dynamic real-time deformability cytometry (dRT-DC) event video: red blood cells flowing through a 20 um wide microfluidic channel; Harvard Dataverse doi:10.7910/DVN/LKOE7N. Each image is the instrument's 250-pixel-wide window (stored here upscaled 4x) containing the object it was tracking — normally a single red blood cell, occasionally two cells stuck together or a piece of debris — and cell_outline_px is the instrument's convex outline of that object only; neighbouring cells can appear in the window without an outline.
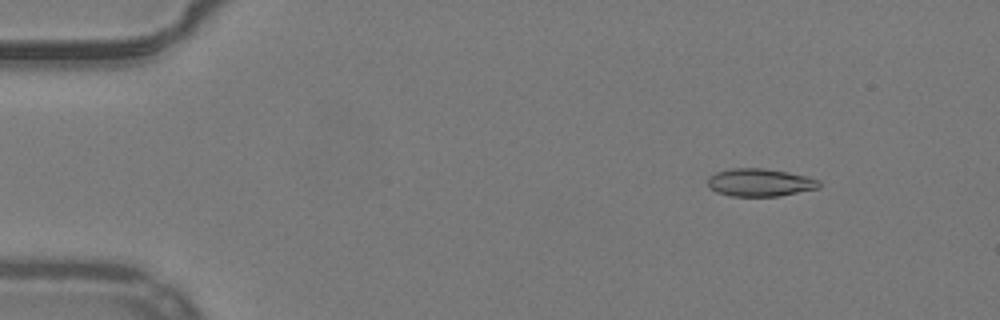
{"species": "common noctule bat (a hibernating species)", "species_latin": "Nyctalus noctula", "temperature_condition": "warm", "stored_images_in_passage": 53, "camera_frame_rate_fps": 3000, "um_per_image_px": 0.085, "animal": {"sex": "male", "body_mass_g": 19.2, "forearm_length_mm": 51.8}, "frame": {"image": 1, "passage_image": 7, "time_ms": 2.0, "image_size_px": [1000, 320], "cell_outline_px": [[820, 188], [780, 196], [728, 196], [716, 192], [708, 184], [708, 176], [716, 172], [732, 168], [764, 168], [788, 172], [820, 180]], "centroid_in_image_um": [64.59, 15.51], "position_along_channel_um": 20.4, "area_um2": 18.09}}
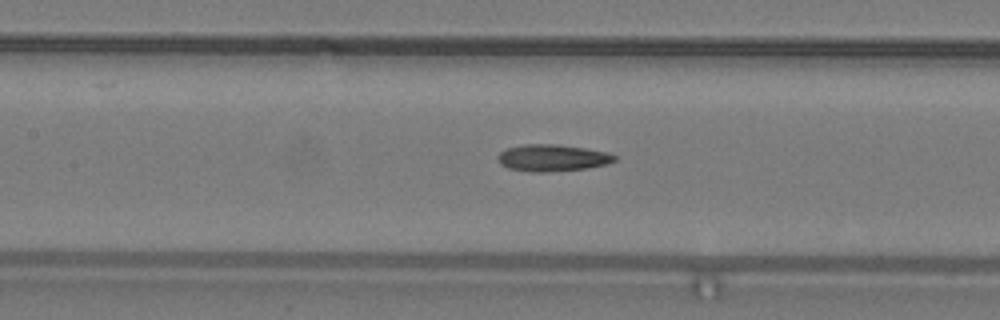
{"frame": {"image": 2, "passage_image": 25, "time_ms": 8.0, "image_size_px": [1000, 320], "cell_outline_px": [[616, 160], [608, 164], [588, 168], [548, 172], [528, 172], [508, 168], [500, 164], [496, 156], [500, 152], [508, 148], [524, 144], [556, 144], [584, 148], [608, 152], [616, 156]], "centroid_in_image_um": [46.94, 13.42], "position_along_channel_um": 160.5, "area_um2": 18.38}}
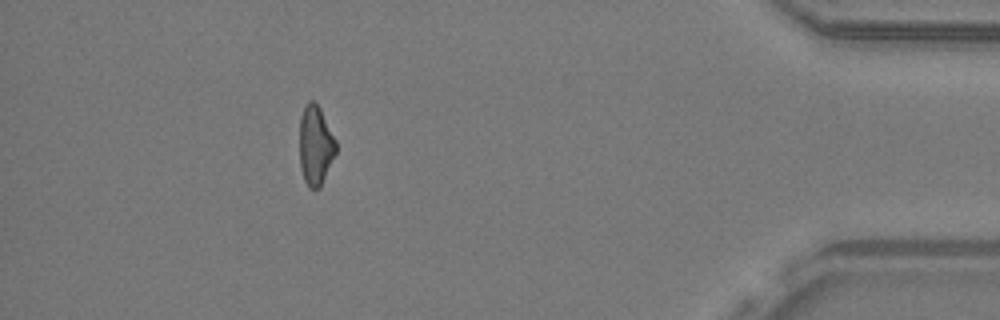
{"frame": {"image": 3, "passage_image": 48, "time_ms": 15.667, "image_size_px": [1000, 320], "cell_outline_px": [[336, 152], [320, 188], [308, 188], [304, 180], [300, 168], [300, 116], [304, 104], [308, 100], [312, 100], [320, 108], [336, 140]], "centroid_in_image_um": [26.8, 12.34], "position_along_channel_um": 408.4, "area_um2": 16.94}, "authors_computed_cell_mechanics": {"area_um2": 17.918, "velocity_mm_per_s": 3.931, "shape_relaxation_time_tau1_ms": null, "shape_relaxation_time_tau2_ms": 6.099, "deformation_change_tau1": null, "deformation_change_tau2": 0.1741}}